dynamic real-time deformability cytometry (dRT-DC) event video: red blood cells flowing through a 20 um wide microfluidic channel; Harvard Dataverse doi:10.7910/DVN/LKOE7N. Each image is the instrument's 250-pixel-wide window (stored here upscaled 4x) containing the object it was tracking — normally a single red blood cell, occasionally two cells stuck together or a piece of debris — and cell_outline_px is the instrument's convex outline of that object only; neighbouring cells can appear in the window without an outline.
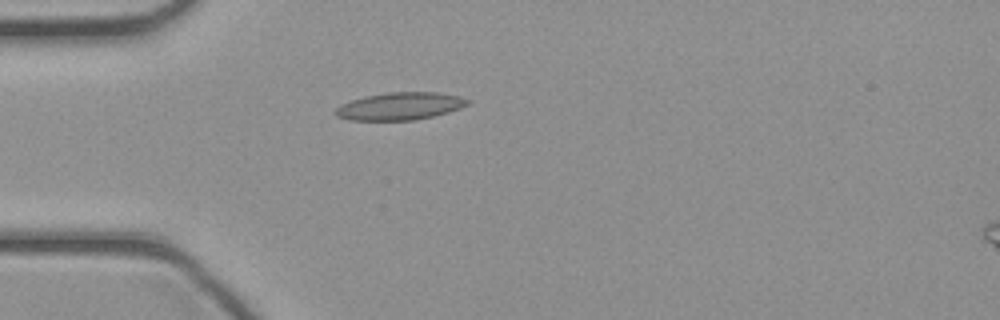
{"species": "common noctule bat (a hibernating species)", "species_latin": "Nyctalus noctula", "temperature_condition": "cold", "stored_images_in_passage": 33, "camera_frame_rate_fps": 3000, "um_per_image_px": 0.085, "animal": {"sex": "female", "body_mass_g": 21.9}, "frame": {"image": 1, "passage_image": 1, "time_ms": 0.0, "image_size_px": [1000, 320], "cell_outline_px": [[472, 100], [468, 104], [460, 108], [448, 112], [416, 120], [348, 120], [336, 116], [332, 112], [340, 104], [364, 96], [388, 92], [436, 92], [460, 96]], "centroid_in_image_um": [33.98, 9.02], "position_along_channel_um": 51.0, "area_um2": 21.33}}
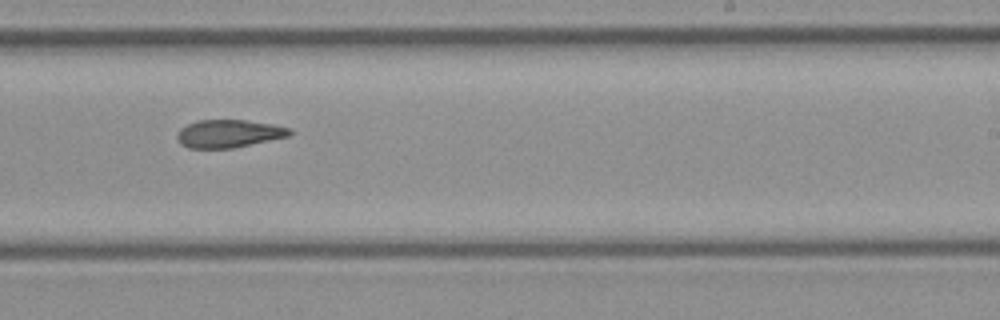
{"frame": {"image": 2, "passage_image": 16, "time_ms": 5.0, "image_size_px": [1000, 320], "cell_outline_px": [[292, 136], [232, 148], [188, 148], [180, 144], [176, 136], [180, 128], [196, 120], [244, 120], [272, 124], [292, 128]], "centroid_in_image_um": [19.47, 11.36], "position_along_channel_um": 269.5, "area_um2": 18.44}}
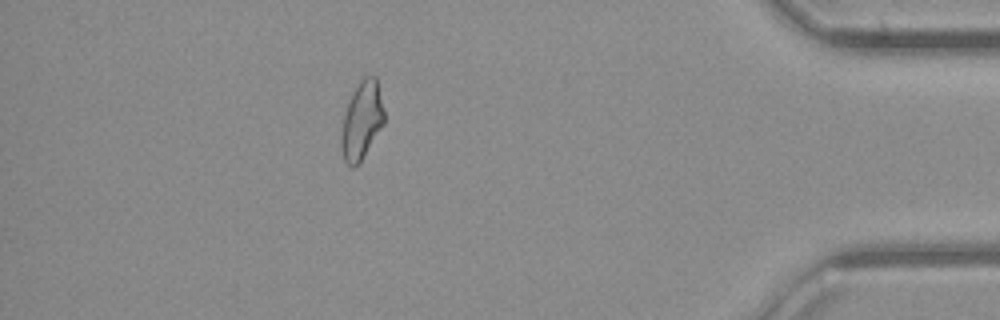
{"frame": {"image": 3, "passage_image": 28, "time_ms": 9.0, "image_size_px": [1000, 320], "cell_outline_px": [[384, 124], [360, 160], [352, 168], [344, 160], [340, 144], [340, 140], [344, 116], [348, 104], [360, 80], [364, 76], [376, 76], [384, 108]], "centroid_in_image_um": [30.76, 10.22], "position_along_channel_um": 404.4, "area_um2": 18.96}}